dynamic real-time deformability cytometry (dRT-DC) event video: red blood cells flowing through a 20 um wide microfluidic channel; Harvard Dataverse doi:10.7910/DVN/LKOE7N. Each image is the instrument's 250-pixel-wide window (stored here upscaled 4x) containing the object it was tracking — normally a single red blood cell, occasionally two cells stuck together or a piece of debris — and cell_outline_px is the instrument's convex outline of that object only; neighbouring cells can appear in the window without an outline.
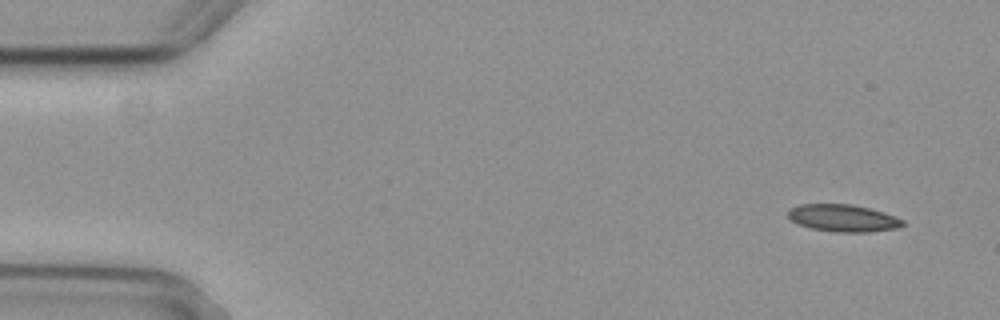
{"species": "common noctule bat (a hibernating species)", "species_latin": "Nyctalus noctula", "temperature_condition": "cold", "stored_images_in_passage": 5, "camera_frame_rate_fps": 3000, "um_per_image_px": 0.085, "animal": {"sex": "female", "body_mass_g": 29.2, "forearm_length_mm": 56.3}, "frame": {"image": 1, "passage_image": 1, "time_ms": 0.0, "image_size_px": [1000, 320], "cell_outline_px": [[904, 224], [896, 228], [868, 232], [836, 232], [812, 228], [796, 224], [788, 216], [788, 208], [800, 204], [852, 204], [884, 212], [904, 220]], "centroid_in_image_um": [71.63, 18.53], "position_along_channel_um": 13.4, "area_um2": 18.15}}